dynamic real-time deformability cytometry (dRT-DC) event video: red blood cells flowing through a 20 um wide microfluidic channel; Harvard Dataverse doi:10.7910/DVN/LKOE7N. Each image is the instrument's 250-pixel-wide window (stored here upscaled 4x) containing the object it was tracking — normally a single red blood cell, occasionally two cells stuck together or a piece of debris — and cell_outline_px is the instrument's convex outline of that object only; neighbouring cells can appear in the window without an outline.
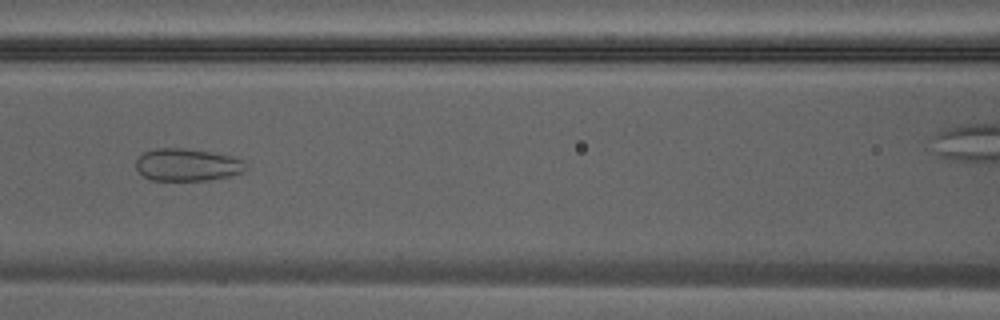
{"species": "Egyptian fruit bat (a non-hibernating species)", "species_latin": "Rousettus aegyptiacus", "temperature_condition": "warm", "stored_images_in_passage": 36, "camera_frame_rate_fps": 3000, "um_per_image_px": 0.085, "animal": {"sex": "male"}, "frame": {"image": 1, "passage_image": 16, "time_ms": 5.0, "image_size_px": [1000, 320], "cell_outline_px": [[244, 172], [232, 176], [208, 180], [152, 180], [144, 176], [136, 168], [136, 160], [144, 152], [156, 148], [184, 148], [212, 152], [244, 160]], "centroid_in_image_um": [15.91, 14.01], "position_along_channel_um": 150.7, "area_um2": 20.63}}